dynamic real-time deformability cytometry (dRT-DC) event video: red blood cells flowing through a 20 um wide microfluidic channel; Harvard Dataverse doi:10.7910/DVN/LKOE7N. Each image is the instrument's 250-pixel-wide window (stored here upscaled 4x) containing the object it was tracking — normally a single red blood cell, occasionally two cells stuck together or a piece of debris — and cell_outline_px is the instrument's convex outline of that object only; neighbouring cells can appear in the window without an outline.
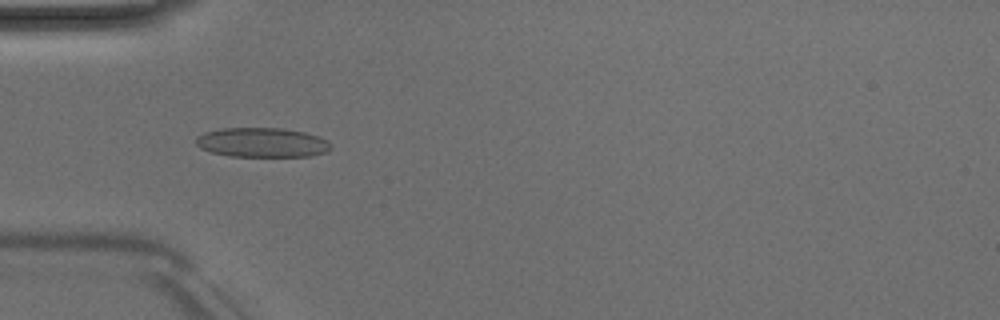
{"species": "Egyptian fruit bat (a non-hibernating species)", "species_latin": "Rousettus aegyptiacus", "temperature_condition": "room temperature", "stored_images_in_passage": 40, "camera_frame_rate_fps": 3000, "um_per_image_px": 0.085, "animal": {"sex": "male"}, "frame": {"image": 1, "passage_image": 6, "time_ms": 1.667, "image_size_px": [1000, 320], "cell_outline_px": [[332, 148], [328, 152], [308, 156], [232, 156], [212, 152], [200, 148], [196, 144], [196, 136], [204, 132], [224, 128], [280, 128], [304, 132], [320, 136], [328, 140], [332, 144]], "centroid_in_image_um": [22.32, 12.11], "position_along_channel_um": 62.7, "area_um2": 23.29}}
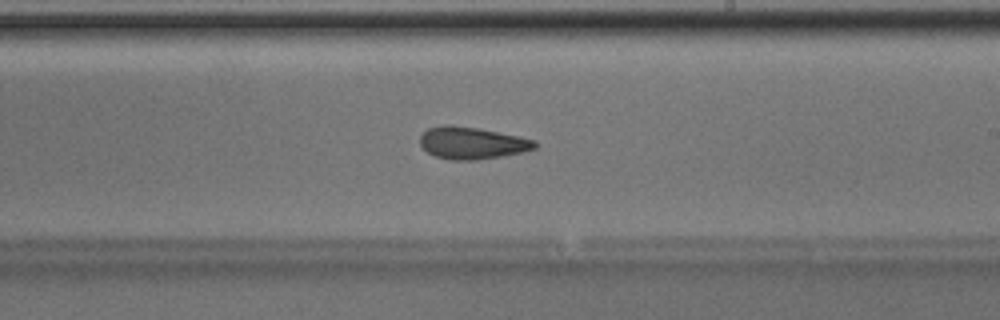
{"frame": {"image": 2, "passage_image": 20, "time_ms": 6.333, "image_size_px": [1000, 320], "cell_outline_px": [[536, 148], [520, 152], [500, 156], [476, 160], [448, 160], [436, 156], [428, 152], [420, 144], [420, 136], [428, 128], [444, 124], [448, 124], [476, 128], [520, 136], [536, 140]], "centroid_in_image_um": [40.1, 12.15], "position_along_channel_um": 248.9, "area_um2": 21.33}}
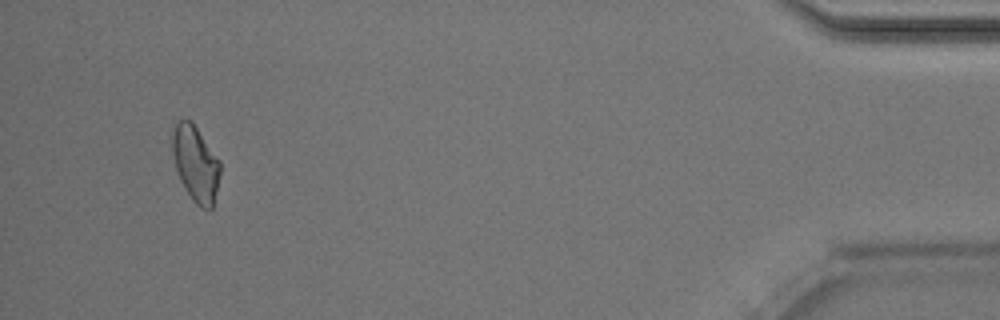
{"frame": {"image": 3, "passage_image": 38, "time_ms": 12.333, "image_size_px": [1000, 320], "cell_outline_px": [[220, 172], [212, 208], [200, 208], [192, 200], [180, 180], [176, 168], [172, 152], [172, 136], [176, 120], [188, 120], [196, 128], [220, 160]], "centroid_in_image_um": [16.61, 13.92], "position_along_channel_um": 418.6, "area_um2": 20.69}, "authors_computed_cell_mechanics": {"area_um2": 21.5016, "velocity_mm_per_s": 4.0308, "shape_relaxation_time_tau1_ms": 3.1254, "shape_relaxation_time_tau2_ms": 2.2542, "deformation_change_tau1": 0.1104, "deformation_change_tau2": 0.0862}}